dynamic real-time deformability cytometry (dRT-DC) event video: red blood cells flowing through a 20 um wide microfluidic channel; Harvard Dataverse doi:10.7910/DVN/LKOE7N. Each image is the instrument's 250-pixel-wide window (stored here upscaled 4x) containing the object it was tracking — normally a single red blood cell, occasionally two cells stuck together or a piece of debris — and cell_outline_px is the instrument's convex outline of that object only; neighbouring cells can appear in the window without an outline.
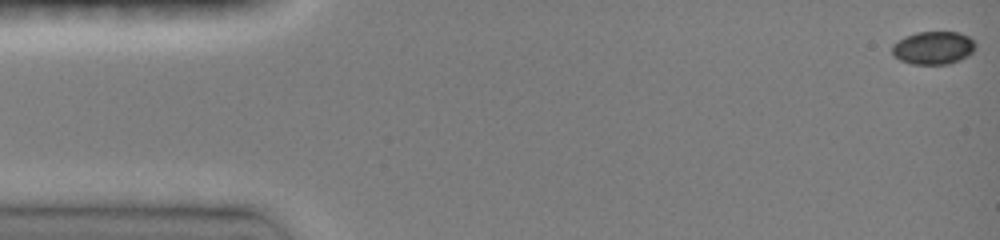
{"species": "common noctule bat (a hibernating species)", "species_latin": "Nyctalus noctula", "temperature_condition": "room temperature", "stored_images_in_passage": 69, "camera_frame_rate_fps": 3000, "um_per_image_px": 0.085, "animal": {"sex": "female", "body_mass_g": 19.0, "forearm_length_mm": 51.5}, "frame": {"image": 1, "passage_image": 1, "time_ms": 0.0, "image_size_px": [1000, 240], "cell_outline_px": [[976, 48], [968, 56], [960, 60], [948, 64], [912, 64], [900, 60], [892, 52], [892, 44], [904, 36], [916, 32], [956, 32], [968, 36], [976, 44]], "centroid_in_image_um": [79.33, 4.06], "position_along_channel_um": 5.7, "area_um2": 16.07}}
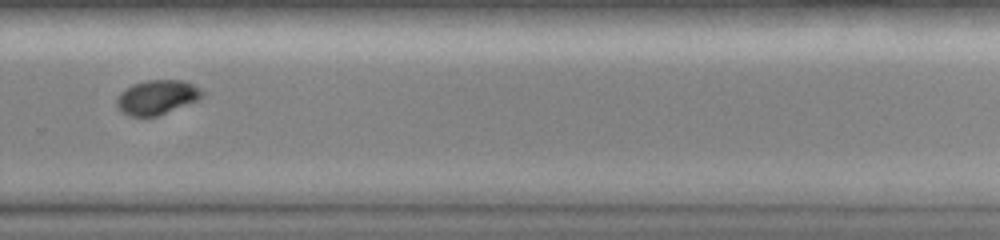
{"frame": {"image": 2, "passage_image": 51, "time_ms": 10.667, "image_size_px": [1000, 240], "cell_outline_px": [[204, 96], [196, 100], [156, 116], [128, 116], [120, 112], [116, 104], [116, 100], [120, 92], [124, 88], [132, 84], [148, 80], [184, 80], [200, 88], [204, 92]], "centroid_in_image_um": [13.3, 8.25], "position_along_channel_um": 316.5, "area_um2": 17.11}}
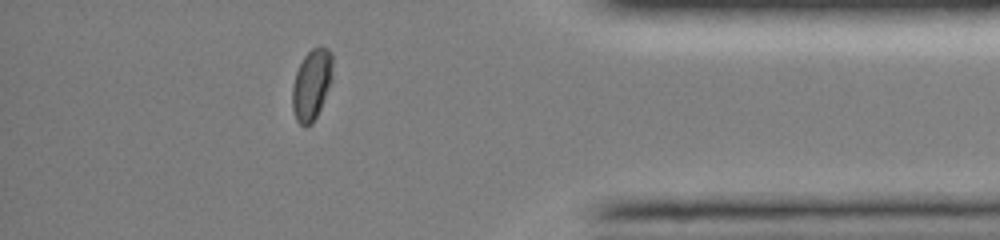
{"frame": {"image": 3, "passage_image": 64, "time_ms": 13.333, "image_size_px": [1000, 240], "cell_outline_px": [[332, 80], [320, 108], [312, 124], [304, 128], [296, 120], [292, 108], [292, 88], [296, 72], [304, 56], [312, 48], [320, 44], [328, 48], [332, 52]], "centroid_in_image_um": [26.49, 7.17], "position_along_channel_um": 408.7, "area_um2": 16.82}, "authors_computed_cell_mechanics": {"area_um2": 17.5134, "velocity_mm_per_s": 4.1358, "shape_relaxation_time_tau1_ms": 3.7451, "shape_relaxation_time_tau2_ms": null, "deformation_change_tau1": 0.1321, "deformation_change_tau2": null}}